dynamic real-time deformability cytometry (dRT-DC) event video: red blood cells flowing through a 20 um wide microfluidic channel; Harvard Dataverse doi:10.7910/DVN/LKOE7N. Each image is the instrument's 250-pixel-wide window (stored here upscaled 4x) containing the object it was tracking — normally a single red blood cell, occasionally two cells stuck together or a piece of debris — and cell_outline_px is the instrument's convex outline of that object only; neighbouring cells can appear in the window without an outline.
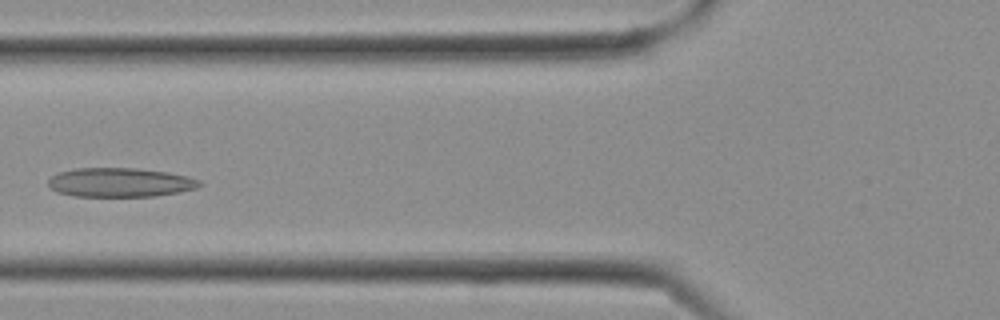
{"species": "Egyptian fruit bat (a non-hibernating species)", "species_latin": "Rousettus aegyptiacus", "temperature_condition": "cold", "stored_images_in_passage": 10, "camera_frame_rate_fps": 3000, "um_per_image_px": 0.085, "frame": {"image": 1, "passage_image": 9, "time_ms": 2.667, "image_size_px": [1000, 320], "cell_outline_px": [[204, 184], [196, 188], [180, 192], [156, 196], [72, 196], [56, 192], [48, 188], [48, 180], [52, 176], [60, 172], [76, 168], [136, 168], [168, 172], [188, 176], [200, 180]], "centroid_in_image_um": [10.21, 15.51], "position_along_channel_um": 115.6, "area_um2": 25.89}}